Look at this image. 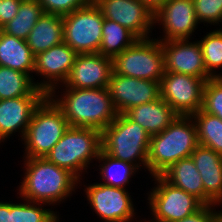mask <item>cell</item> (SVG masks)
Returning a JSON list of instances; mask_svg holds the SVG:
<instances>
[{
  "instance_id": "836d02e7",
  "label": "cell",
  "mask_w": 222,
  "mask_h": 222,
  "mask_svg": "<svg viewBox=\"0 0 222 222\" xmlns=\"http://www.w3.org/2000/svg\"><path fill=\"white\" fill-rule=\"evenodd\" d=\"M23 0H0V29L17 14Z\"/></svg>"
},
{
  "instance_id": "44dd1931",
  "label": "cell",
  "mask_w": 222,
  "mask_h": 222,
  "mask_svg": "<svg viewBox=\"0 0 222 222\" xmlns=\"http://www.w3.org/2000/svg\"><path fill=\"white\" fill-rule=\"evenodd\" d=\"M161 176L174 186L195 196L204 205H217L205 192L201 175L191 157L180 159Z\"/></svg>"
},
{
  "instance_id": "1f68e13d",
  "label": "cell",
  "mask_w": 222,
  "mask_h": 222,
  "mask_svg": "<svg viewBox=\"0 0 222 222\" xmlns=\"http://www.w3.org/2000/svg\"><path fill=\"white\" fill-rule=\"evenodd\" d=\"M199 23L219 25L222 22V0H193Z\"/></svg>"
},
{
  "instance_id": "83f0119b",
  "label": "cell",
  "mask_w": 222,
  "mask_h": 222,
  "mask_svg": "<svg viewBox=\"0 0 222 222\" xmlns=\"http://www.w3.org/2000/svg\"><path fill=\"white\" fill-rule=\"evenodd\" d=\"M191 117L196 125L199 145L211 148L222 155V120L202 109L192 114Z\"/></svg>"
},
{
  "instance_id": "f546056e",
  "label": "cell",
  "mask_w": 222,
  "mask_h": 222,
  "mask_svg": "<svg viewBox=\"0 0 222 222\" xmlns=\"http://www.w3.org/2000/svg\"><path fill=\"white\" fill-rule=\"evenodd\" d=\"M207 33L203 38L201 37V40H198L206 71L212 78L222 77V73L216 71V69L222 68V29H215Z\"/></svg>"
},
{
  "instance_id": "3957f363",
  "label": "cell",
  "mask_w": 222,
  "mask_h": 222,
  "mask_svg": "<svg viewBox=\"0 0 222 222\" xmlns=\"http://www.w3.org/2000/svg\"><path fill=\"white\" fill-rule=\"evenodd\" d=\"M199 145L191 116L179 115L161 133L150 138L147 171L150 177L161 175L180 159L188 158Z\"/></svg>"
},
{
  "instance_id": "277c9868",
  "label": "cell",
  "mask_w": 222,
  "mask_h": 222,
  "mask_svg": "<svg viewBox=\"0 0 222 222\" xmlns=\"http://www.w3.org/2000/svg\"><path fill=\"white\" fill-rule=\"evenodd\" d=\"M101 149L100 131L69 126L45 158L56 166L68 170L80 184L81 175L87 172L90 163L98 158Z\"/></svg>"
},
{
  "instance_id": "d4e9b609",
  "label": "cell",
  "mask_w": 222,
  "mask_h": 222,
  "mask_svg": "<svg viewBox=\"0 0 222 222\" xmlns=\"http://www.w3.org/2000/svg\"><path fill=\"white\" fill-rule=\"evenodd\" d=\"M99 164L100 183L126 189L135 173L140 170L136 165L125 162L105 153L102 149L96 159ZM130 180V181H129ZM127 184V185H126Z\"/></svg>"
},
{
  "instance_id": "e575fe53",
  "label": "cell",
  "mask_w": 222,
  "mask_h": 222,
  "mask_svg": "<svg viewBox=\"0 0 222 222\" xmlns=\"http://www.w3.org/2000/svg\"><path fill=\"white\" fill-rule=\"evenodd\" d=\"M213 205H204L200 210L190 216L175 222H211Z\"/></svg>"
},
{
  "instance_id": "d6a6232c",
  "label": "cell",
  "mask_w": 222,
  "mask_h": 222,
  "mask_svg": "<svg viewBox=\"0 0 222 222\" xmlns=\"http://www.w3.org/2000/svg\"><path fill=\"white\" fill-rule=\"evenodd\" d=\"M44 13L65 16L84 7L91 0H38Z\"/></svg>"
},
{
  "instance_id": "9c48e42d",
  "label": "cell",
  "mask_w": 222,
  "mask_h": 222,
  "mask_svg": "<svg viewBox=\"0 0 222 222\" xmlns=\"http://www.w3.org/2000/svg\"><path fill=\"white\" fill-rule=\"evenodd\" d=\"M153 179L156 185L146 193L153 217L148 222H175L192 215L204 206L195 196L174 186L161 175L153 176Z\"/></svg>"
},
{
  "instance_id": "6da1fadb",
  "label": "cell",
  "mask_w": 222,
  "mask_h": 222,
  "mask_svg": "<svg viewBox=\"0 0 222 222\" xmlns=\"http://www.w3.org/2000/svg\"><path fill=\"white\" fill-rule=\"evenodd\" d=\"M24 177L19 186V198L32 202L59 205L72 196L79 180L68 170L60 168L45 157L23 158Z\"/></svg>"
},
{
  "instance_id": "f1b7e54d",
  "label": "cell",
  "mask_w": 222,
  "mask_h": 222,
  "mask_svg": "<svg viewBox=\"0 0 222 222\" xmlns=\"http://www.w3.org/2000/svg\"><path fill=\"white\" fill-rule=\"evenodd\" d=\"M23 202L12 203L11 201V222H59V213L51 209L45 203L32 202L22 199ZM58 213V214H57Z\"/></svg>"
},
{
  "instance_id": "484cf974",
  "label": "cell",
  "mask_w": 222,
  "mask_h": 222,
  "mask_svg": "<svg viewBox=\"0 0 222 222\" xmlns=\"http://www.w3.org/2000/svg\"><path fill=\"white\" fill-rule=\"evenodd\" d=\"M138 38L117 22L104 18L99 54L114 59Z\"/></svg>"
},
{
  "instance_id": "7c38bea8",
  "label": "cell",
  "mask_w": 222,
  "mask_h": 222,
  "mask_svg": "<svg viewBox=\"0 0 222 222\" xmlns=\"http://www.w3.org/2000/svg\"><path fill=\"white\" fill-rule=\"evenodd\" d=\"M104 18L117 22L138 39L150 38L154 13L139 0H93Z\"/></svg>"
},
{
  "instance_id": "ffe728a7",
  "label": "cell",
  "mask_w": 222,
  "mask_h": 222,
  "mask_svg": "<svg viewBox=\"0 0 222 222\" xmlns=\"http://www.w3.org/2000/svg\"><path fill=\"white\" fill-rule=\"evenodd\" d=\"M124 114L151 136L161 133L179 116L161 97L154 102L132 107Z\"/></svg>"
},
{
  "instance_id": "e0dca14e",
  "label": "cell",
  "mask_w": 222,
  "mask_h": 222,
  "mask_svg": "<svg viewBox=\"0 0 222 222\" xmlns=\"http://www.w3.org/2000/svg\"><path fill=\"white\" fill-rule=\"evenodd\" d=\"M165 72L192 75L206 80L212 78L206 71L201 46L197 41H161Z\"/></svg>"
},
{
  "instance_id": "ac0fdd59",
  "label": "cell",
  "mask_w": 222,
  "mask_h": 222,
  "mask_svg": "<svg viewBox=\"0 0 222 222\" xmlns=\"http://www.w3.org/2000/svg\"><path fill=\"white\" fill-rule=\"evenodd\" d=\"M45 97L23 96L0 100V144L16 132L20 133L22 141L35 108Z\"/></svg>"
},
{
  "instance_id": "5b68a950",
  "label": "cell",
  "mask_w": 222,
  "mask_h": 222,
  "mask_svg": "<svg viewBox=\"0 0 222 222\" xmlns=\"http://www.w3.org/2000/svg\"><path fill=\"white\" fill-rule=\"evenodd\" d=\"M150 138L142 126L118 114L101 132L102 150L115 159L147 169Z\"/></svg>"
},
{
  "instance_id": "5bb4252c",
  "label": "cell",
  "mask_w": 222,
  "mask_h": 222,
  "mask_svg": "<svg viewBox=\"0 0 222 222\" xmlns=\"http://www.w3.org/2000/svg\"><path fill=\"white\" fill-rule=\"evenodd\" d=\"M161 25L164 33L159 41L191 39L200 25L193 0H168L154 13V26Z\"/></svg>"
},
{
  "instance_id": "4dcf8cb0",
  "label": "cell",
  "mask_w": 222,
  "mask_h": 222,
  "mask_svg": "<svg viewBox=\"0 0 222 222\" xmlns=\"http://www.w3.org/2000/svg\"><path fill=\"white\" fill-rule=\"evenodd\" d=\"M201 109L222 120V77L210 78L206 81Z\"/></svg>"
},
{
  "instance_id": "8992f818",
  "label": "cell",
  "mask_w": 222,
  "mask_h": 222,
  "mask_svg": "<svg viewBox=\"0 0 222 222\" xmlns=\"http://www.w3.org/2000/svg\"><path fill=\"white\" fill-rule=\"evenodd\" d=\"M68 128L62 109L47 95L35 108L22 139L25 148L23 157H45Z\"/></svg>"
},
{
  "instance_id": "7402d4cb",
  "label": "cell",
  "mask_w": 222,
  "mask_h": 222,
  "mask_svg": "<svg viewBox=\"0 0 222 222\" xmlns=\"http://www.w3.org/2000/svg\"><path fill=\"white\" fill-rule=\"evenodd\" d=\"M34 56L64 42L63 16L43 13L26 39Z\"/></svg>"
},
{
  "instance_id": "52a82bcc",
  "label": "cell",
  "mask_w": 222,
  "mask_h": 222,
  "mask_svg": "<svg viewBox=\"0 0 222 222\" xmlns=\"http://www.w3.org/2000/svg\"><path fill=\"white\" fill-rule=\"evenodd\" d=\"M113 72L160 82L165 72L161 41L153 37L137 39L113 59Z\"/></svg>"
},
{
  "instance_id": "7a4b0ae2",
  "label": "cell",
  "mask_w": 222,
  "mask_h": 222,
  "mask_svg": "<svg viewBox=\"0 0 222 222\" xmlns=\"http://www.w3.org/2000/svg\"><path fill=\"white\" fill-rule=\"evenodd\" d=\"M60 93L61 96L51 92L49 96L62 109L71 127L93 128L102 132L118 115L108 88L65 87Z\"/></svg>"
},
{
  "instance_id": "8fae6325",
  "label": "cell",
  "mask_w": 222,
  "mask_h": 222,
  "mask_svg": "<svg viewBox=\"0 0 222 222\" xmlns=\"http://www.w3.org/2000/svg\"><path fill=\"white\" fill-rule=\"evenodd\" d=\"M88 204L104 222L134 221L135 207L128 189L93 183L84 189Z\"/></svg>"
},
{
  "instance_id": "9a60e30c",
  "label": "cell",
  "mask_w": 222,
  "mask_h": 222,
  "mask_svg": "<svg viewBox=\"0 0 222 222\" xmlns=\"http://www.w3.org/2000/svg\"><path fill=\"white\" fill-rule=\"evenodd\" d=\"M108 90L118 114L160 98L159 81L122 76L114 72L110 77Z\"/></svg>"
},
{
  "instance_id": "2e32d148",
  "label": "cell",
  "mask_w": 222,
  "mask_h": 222,
  "mask_svg": "<svg viewBox=\"0 0 222 222\" xmlns=\"http://www.w3.org/2000/svg\"><path fill=\"white\" fill-rule=\"evenodd\" d=\"M113 72V59L99 53L78 54L68 78L61 88H108Z\"/></svg>"
},
{
  "instance_id": "cb8c5ba5",
  "label": "cell",
  "mask_w": 222,
  "mask_h": 222,
  "mask_svg": "<svg viewBox=\"0 0 222 222\" xmlns=\"http://www.w3.org/2000/svg\"><path fill=\"white\" fill-rule=\"evenodd\" d=\"M36 81L26 73L0 66V100L23 96H47L36 87Z\"/></svg>"
},
{
  "instance_id": "4fadbf2b",
  "label": "cell",
  "mask_w": 222,
  "mask_h": 222,
  "mask_svg": "<svg viewBox=\"0 0 222 222\" xmlns=\"http://www.w3.org/2000/svg\"><path fill=\"white\" fill-rule=\"evenodd\" d=\"M77 55L64 42L36 55L33 73L43 78L42 81L35 82L36 87L47 95L57 92L59 84H64L68 78Z\"/></svg>"
},
{
  "instance_id": "d6986e66",
  "label": "cell",
  "mask_w": 222,
  "mask_h": 222,
  "mask_svg": "<svg viewBox=\"0 0 222 222\" xmlns=\"http://www.w3.org/2000/svg\"><path fill=\"white\" fill-rule=\"evenodd\" d=\"M190 157L201 175L204 192L217 205H222V155L198 145Z\"/></svg>"
},
{
  "instance_id": "ba28073f",
  "label": "cell",
  "mask_w": 222,
  "mask_h": 222,
  "mask_svg": "<svg viewBox=\"0 0 222 222\" xmlns=\"http://www.w3.org/2000/svg\"><path fill=\"white\" fill-rule=\"evenodd\" d=\"M104 17L91 0L84 7L63 16L64 43L77 54L98 53L102 41Z\"/></svg>"
},
{
  "instance_id": "8d00e7d4",
  "label": "cell",
  "mask_w": 222,
  "mask_h": 222,
  "mask_svg": "<svg viewBox=\"0 0 222 222\" xmlns=\"http://www.w3.org/2000/svg\"><path fill=\"white\" fill-rule=\"evenodd\" d=\"M155 13L168 0H139Z\"/></svg>"
},
{
  "instance_id": "603a6c76",
  "label": "cell",
  "mask_w": 222,
  "mask_h": 222,
  "mask_svg": "<svg viewBox=\"0 0 222 222\" xmlns=\"http://www.w3.org/2000/svg\"><path fill=\"white\" fill-rule=\"evenodd\" d=\"M34 61L35 56L26 40L8 35L0 29V66L24 72L34 81Z\"/></svg>"
},
{
  "instance_id": "d590c367",
  "label": "cell",
  "mask_w": 222,
  "mask_h": 222,
  "mask_svg": "<svg viewBox=\"0 0 222 222\" xmlns=\"http://www.w3.org/2000/svg\"><path fill=\"white\" fill-rule=\"evenodd\" d=\"M0 222H11V201H0Z\"/></svg>"
},
{
  "instance_id": "30bf717a",
  "label": "cell",
  "mask_w": 222,
  "mask_h": 222,
  "mask_svg": "<svg viewBox=\"0 0 222 222\" xmlns=\"http://www.w3.org/2000/svg\"><path fill=\"white\" fill-rule=\"evenodd\" d=\"M205 78L164 72L160 97L181 116H191L202 108Z\"/></svg>"
},
{
  "instance_id": "4316f807",
  "label": "cell",
  "mask_w": 222,
  "mask_h": 222,
  "mask_svg": "<svg viewBox=\"0 0 222 222\" xmlns=\"http://www.w3.org/2000/svg\"><path fill=\"white\" fill-rule=\"evenodd\" d=\"M43 13V8L38 0H23L16 16L1 30L8 35L26 40Z\"/></svg>"
},
{
  "instance_id": "74e56055",
  "label": "cell",
  "mask_w": 222,
  "mask_h": 222,
  "mask_svg": "<svg viewBox=\"0 0 222 222\" xmlns=\"http://www.w3.org/2000/svg\"><path fill=\"white\" fill-rule=\"evenodd\" d=\"M215 206L218 208L219 205H213V214L211 222H222V210L216 211Z\"/></svg>"
}]
</instances>
